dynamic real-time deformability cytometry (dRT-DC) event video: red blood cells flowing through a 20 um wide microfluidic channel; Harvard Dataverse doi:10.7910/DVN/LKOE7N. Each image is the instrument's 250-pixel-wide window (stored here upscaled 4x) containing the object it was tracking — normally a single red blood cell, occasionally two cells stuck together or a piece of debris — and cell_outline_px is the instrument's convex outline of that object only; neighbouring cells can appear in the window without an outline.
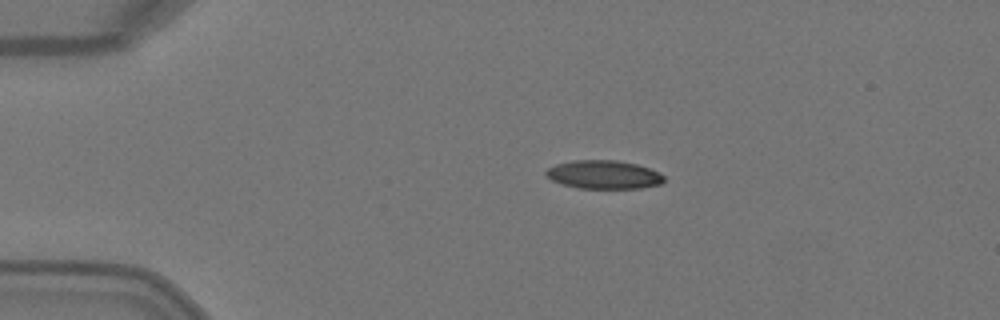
{"species": "Egyptian fruit bat (a non-hibernating species)", "species_latin": "Rousettus aegyptiacus", "temperature_condition": "warm", "stored_images_in_passage": 4, "camera_frame_rate_fps": 3000, "um_per_image_px": 0.085, "animal": {"sex": "female"}, "frame": {"image": 1, "passage_image": 3, "time_ms": 0.667, "image_size_px": [1000, 320], "cell_outline_px": [[664, 180], [660, 184], [640, 188], [580, 188], [564, 184], [552, 180], [544, 172], [548, 168], [556, 164], [572, 160], [616, 160], [636, 164], [660, 172], [664, 176]], "centroid_in_image_um": [51.33, 14.83], "position_along_channel_um": 33.7, "area_um2": 19.42}}